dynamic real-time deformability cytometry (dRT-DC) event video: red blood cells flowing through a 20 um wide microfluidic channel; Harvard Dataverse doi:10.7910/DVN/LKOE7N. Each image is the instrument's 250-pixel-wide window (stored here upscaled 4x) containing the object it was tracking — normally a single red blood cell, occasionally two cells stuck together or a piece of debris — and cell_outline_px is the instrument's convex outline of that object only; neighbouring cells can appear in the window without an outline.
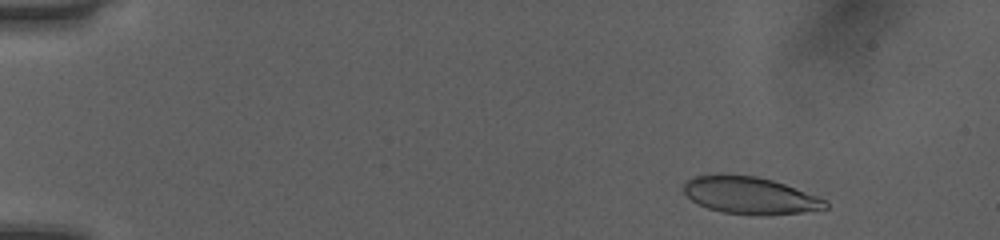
{"species": "human", "species_latin": "Homo sapiens", "temperature_condition": "room temperature", "stored_images_in_passage": 46, "camera_frame_rate_fps": 3000, "um_per_image_px": 0.085, "donor": {"sex": "female"}, "frame": {"image": 1, "passage_image": 1, "time_ms": 0.0, "image_size_px": [1000, 240], "cell_outline_px": [[828, 208], [800, 212], [724, 212], [708, 208], [692, 200], [684, 192], [684, 184], [692, 176], [716, 172], [720, 172], [756, 176], [772, 180], [820, 196], [828, 200]], "centroid_in_image_um": [63.71, 16.52], "position_along_channel_um": 21.3, "area_um2": 30.06}}
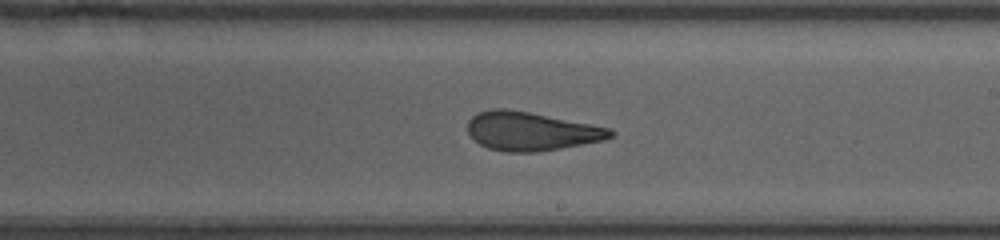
{"frame": {"image": 2, "passage_image": 26, "time_ms": 8.333, "image_size_px": [1000, 240], "cell_outline_px": [[616, 132], [612, 136], [604, 140], [560, 148], [536, 152], [504, 152], [488, 148], [480, 144], [468, 132], [468, 120], [472, 116], [480, 112], [492, 108], [504, 108], [528, 112], [592, 124], [612, 128]], "centroid_in_image_um": [45.16, 11.15], "position_along_channel_um": 243.8, "area_um2": 32.02}}
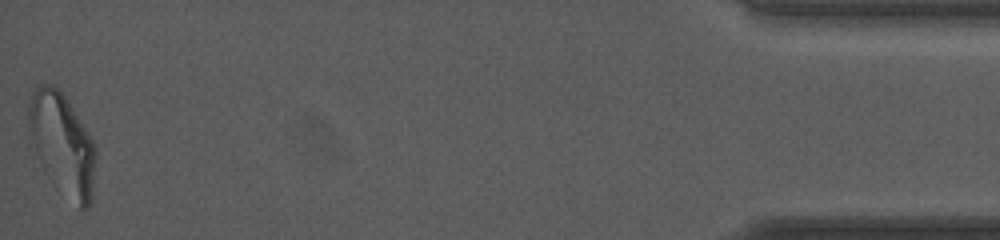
{"frame": {"image": 3, "passage_image": 46, "time_ms": 15.0, "image_size_px": [1000, 240], "cell_outline_px": [[96, 156], [92, 196], [88, 208], [80, 208], [56, 188], [52, 184], [44, 172], [28, 144], [28, 104], [32, 92], [40, 84], [52, 84], [64, 96], [92, 140], [96, 148]], "centroid_in_image_um": [5.23, 12.29], "position_along_channel_um": 430.0, "area_um2": 40.17}, "authors_computed_cell_mechanics": {"area_um2": 32.8593, "velocity_mm_per_s": 4.0626, "shape_relaxation_time_tau1_ms": 8.362, "shape_relaxation_time_tau2_ms": 1.2532, "deformation_change_tau1": 0.2401, "deformation_change_tau2": 0.0819}}